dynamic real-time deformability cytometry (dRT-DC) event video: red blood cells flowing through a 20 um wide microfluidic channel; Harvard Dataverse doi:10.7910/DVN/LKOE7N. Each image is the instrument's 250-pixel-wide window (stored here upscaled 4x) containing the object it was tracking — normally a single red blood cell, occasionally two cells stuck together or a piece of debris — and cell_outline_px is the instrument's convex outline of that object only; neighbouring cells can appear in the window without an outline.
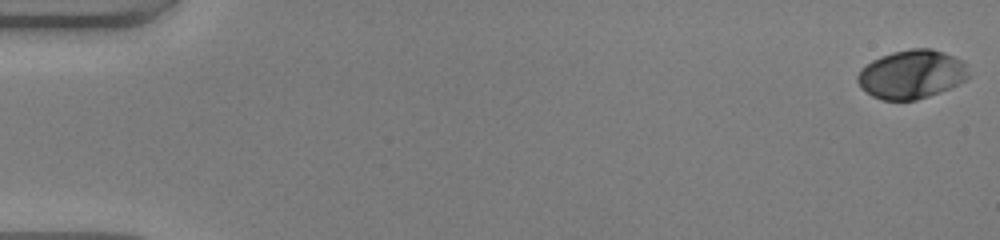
{"species": "human", "species_latin": "Homo sapiens", "temperature_condition": "warm", "stored_images_in_passage": 51, "camera_frame_rate_fps": 3000, "um_per_image_px": 0.085, "donor": {"sex": "male"}, "frame": {"image": 1, "passage_image": 1, "time_ms": 0.0, "image_size_px": [1000, 240], "cell_outline_px": [[972, 76], [940, 92], [916, 100], [880, 100], [872, 96], [860, 88], [856, 80], [856, 76], [860, 68], [872, 60], [880, 56], [892, 52], [912, 48], [932, 48], [944, 52], [960, 60], [964, 64]], "centroid_in_image_um": [77.43, 6.32], "position_along_channel_um": 7.6, "area_um2": 31.67}}
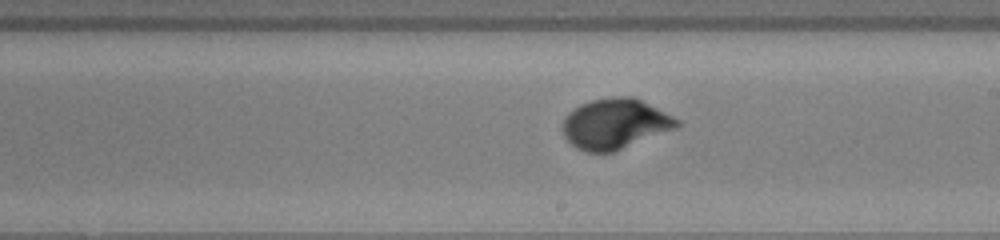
{"frame": {"image": 2, "passage_image": 30, "time_ms": 9.667, "image_size_px": [1000, 240], "cell_outline_px": [[680, 124], [676, 128], [616, 152], [584, 152], [576, 148], [564, 136], [564, 120], [568, 112], [580, 104], [592, 100], [612, 96], [632, 96], [680, 120]], "centroid_in_image_um": [52.28, 10.54], "position_along_channel_um": 236.7, "area_um2": 33.41}}
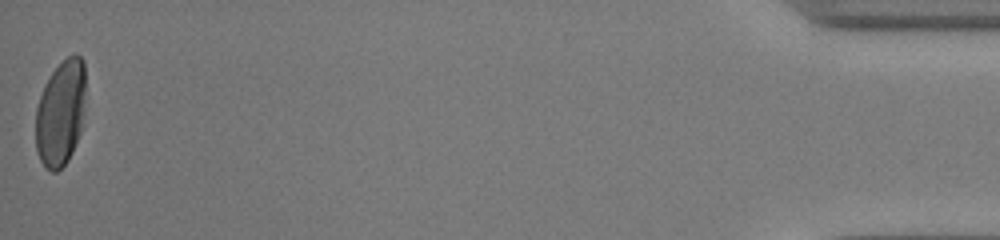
{"frame": {"image": 3, "passage_image": 51, "time_ms": 16.667, "image_size_px": [1000, 240], "cell_outline_px": [[84, 108], [80, 132], [72, 152], [68, 160], [56, 172], [52, 172], [44, 168], [36, 152], [36, 108], [44, 84], [52, 72], [68, 56], [76, 52], [84, 60]], "centroid_in_image_um": [5.14, 9.62], "position_along_channel_um": 430.1, "area_um2": 30.81}, "authors_computed_cell_mechanics": {"area_um2": 31.6744, "velocity_mm_per_s": 4.1117, "shape_relaxation_time_tau1_ms": 2.5933, "shape_relaxation_time_tau2_ms": null, "deformation_change_tau1": 0.1643, "deformation_change_tau2": null}}